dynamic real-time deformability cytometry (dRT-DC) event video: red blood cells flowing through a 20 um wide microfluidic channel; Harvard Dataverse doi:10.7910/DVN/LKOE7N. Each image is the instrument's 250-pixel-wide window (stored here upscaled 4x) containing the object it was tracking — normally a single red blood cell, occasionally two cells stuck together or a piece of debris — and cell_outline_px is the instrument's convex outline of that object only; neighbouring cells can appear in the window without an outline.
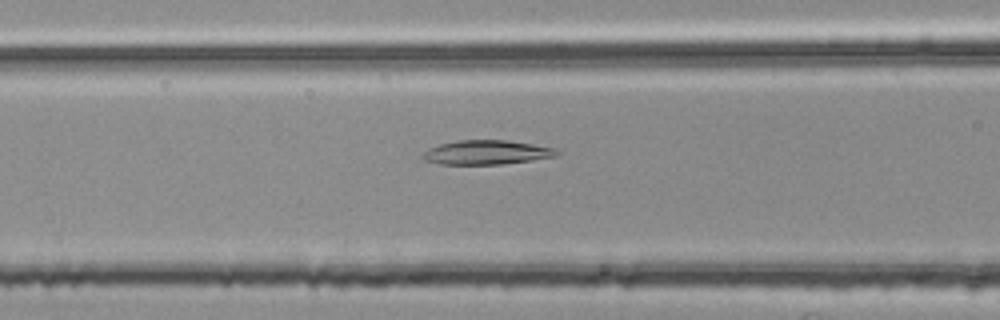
{"species": "common noctule bat (a hibernating species)", "species_latin": "Nyctalus noctula", "temperature_condition": "room temperature", "stored_images_in_passage": 54, "camera_frame_rate_fps": 3000, "um_per_image_px": 0.085, "animal": {"sex": "female", "body_mass_g": 25.1}, "frame": {"image": 1, "passage_image": 22, "time_ms": 7.0, "image_size_px": [1000, 320], "cell_outline_px": [[560, 152], [556, 156], [532, 160], [500, 164], [440, 164], [424, 160], [420, 156], [428, 148], [440, 144], [456, 140], [508, 140], [556, 148]], "centroid_in_image_um": [41.34, 12.95], "position_along_channel_um": 125.3, "area_um2": 18.96}}
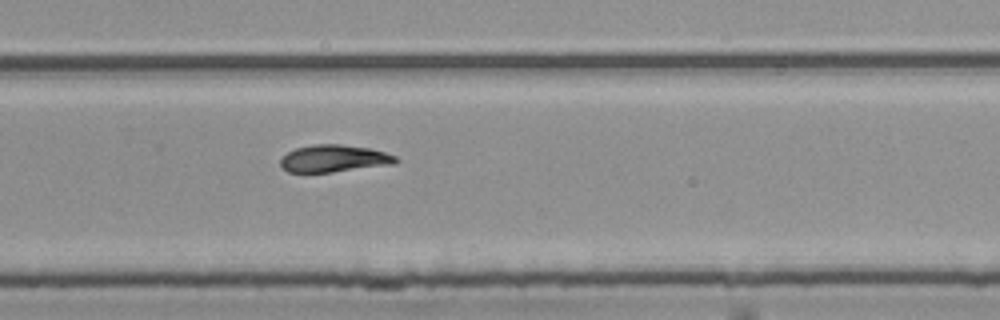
{"frame": {"image": 2, "passage_image": 36, "time_ms": 11.667, "image_size_px": [1000, 320], "cell_outline_px": [[400, 160], [396, 164], [332, 172], [288, 172], [280, 168], [280, 160], [288, 152], [296, 148], [312, 144], [340, 144], [368, 148], [384, 152], [396, 156]], "centroid_in_image_um": [28.39, 13.48], "position_along_channel_um": 301.4, "area_um2": 18.38}}
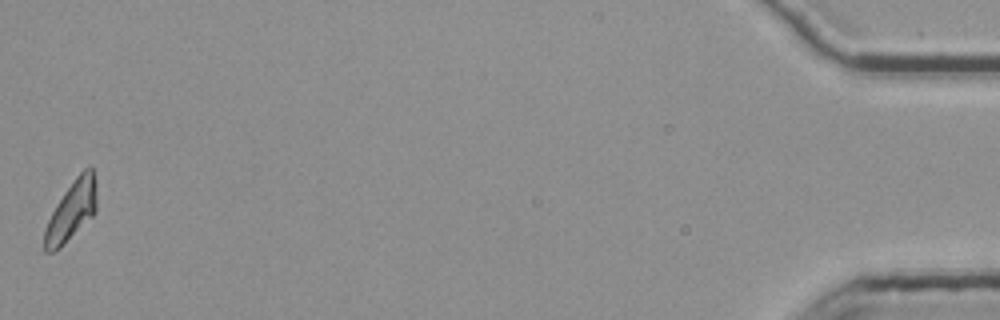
{"frame": {"image": 3, "passage_image": 54, "time_ms": 17.667, "image_size_px": [1000, 320], "cell_outline_px": [[96, 212], [60, 248], [52, 252], [44, 252], [44, 228], [56, 204], [64, 192], [76, 176], [84, 168], [92, 168], [96, 180]], "centroid_in_image_um": [6.07, 17.91], "position_along_channel_um": 429.1, "area_um2": 18.03}, "authors_computed_cell_mechanics": {"area_um2": 18.8717, "velocity_mm_per_s": 3.7852, "shape_relaxation_time_tau1_ms": null, "shape_relaxation_time_tau2_ms": 5.4683, "deformation_change_tau1": null, "deformation_change_tau2": 0.108}}